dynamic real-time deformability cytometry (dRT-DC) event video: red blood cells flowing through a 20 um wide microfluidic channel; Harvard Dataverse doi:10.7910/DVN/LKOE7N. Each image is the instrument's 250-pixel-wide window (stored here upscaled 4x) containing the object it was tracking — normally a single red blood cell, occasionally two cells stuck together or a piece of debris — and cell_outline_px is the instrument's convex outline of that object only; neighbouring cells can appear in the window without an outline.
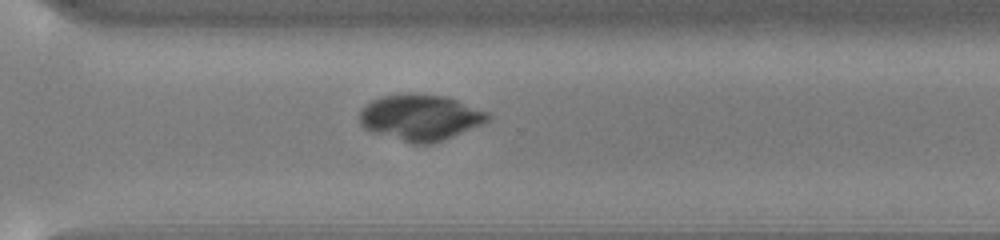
{"species": "common noctule bat (a hibernating species)", "species_latin": "Nyctalus noctula", "temperature_condition": "cold", "stored_images_in_passage": 54, "camera_frame_rate_fps": 3000, "um_per_image_px": 0.085, "animal": {"sex": "male", "body_mass_g": 13.0, "forearm_length_mm": 53.1}, "frame": {"image": 1, "passage_image": 39, "time_ms": 12.667, "image_size_px": [1000, 240], "cell_outline_px": [[492, 116], [488, 120], [480, 124], [452, 136], [428, 144], [412, 144], [372, 132], [364, 128], [360, 124], [360, 112], [372, 100], [384, 96], [444, 96], [456, 100], [488, 112]], "centroid_in_image_um": [35.72, 10.02], "position_along_channel_um": 334.9, "area_um2": 33.12}}
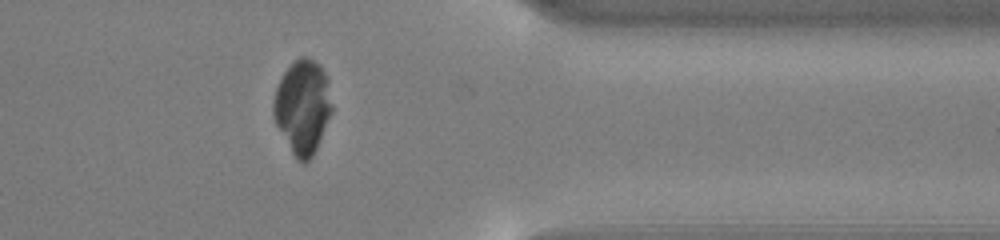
{"frame": {"image": 2, "passage_image": 44, "time_ms": 14.333, "image_size_px": [1000, 240], "cell_outline_px": [[332, 112], [316, 148], [312, 156], [304, 164], [300, 164], [296, 160], [276, 124], [272, 116], [272, 100], [276, 88], [284, 72], [300, 56], [304, 56], [320, 64], [328, 80], [332, 104]], "centroid_in_image_um": [25.71, 9.09], "position_along_channel_um": 385.7, "area_um2": 31.96}}
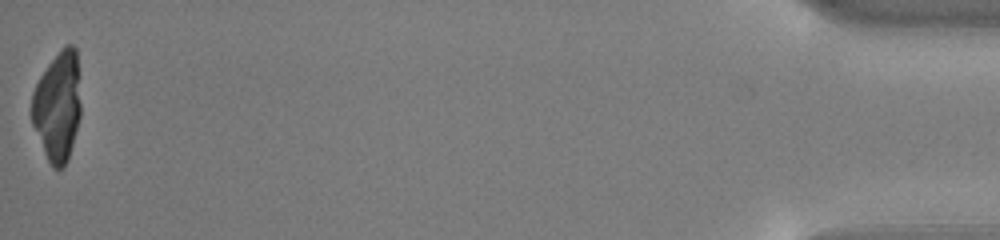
{"frame": {"image": 3, "passage_image": 54, "time_ms": 17.667, "image_size_px": [1000, 240], "cell_outline_px": [[80, 116], [68, 160], [64, 168], [52, 168], [44, 152], [32, 124], [32, 92], [40, 76], [48, 64], [60, 48], [64, 44], [72, 44], [76, 48], [80, 104]], "centroid_in_image_um": [4.89, 9.02], "position_along_channel_um": 430.3, "area_um2": 31.33}}